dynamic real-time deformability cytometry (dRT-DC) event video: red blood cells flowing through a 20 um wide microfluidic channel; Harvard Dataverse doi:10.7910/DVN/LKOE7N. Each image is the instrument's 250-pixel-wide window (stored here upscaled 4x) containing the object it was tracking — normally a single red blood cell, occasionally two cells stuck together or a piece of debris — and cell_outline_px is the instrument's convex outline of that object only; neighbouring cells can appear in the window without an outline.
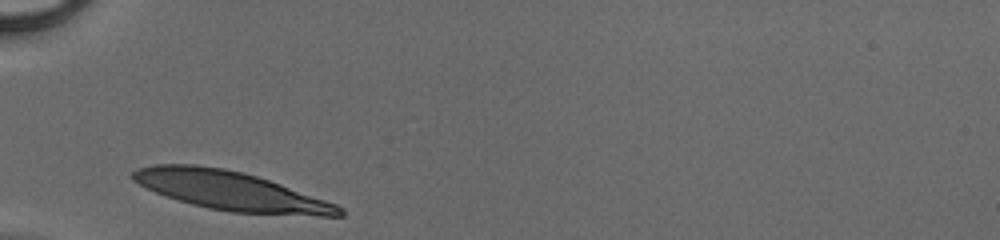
{"species": "human", "species_latin": "Homo sapiens", "temperature_condition": "cold", "stored_images_in_passage": 25, "camera_frame_rate_fps": 3000, "um_per_image_px": 0.085, "donor": {"sex": "male"}, "frame": {"image": 1, "passage_image": 1, "time_ms": 0.0, "image_size_px": [1000, 240], "cell_outline_px": [[344, 216], [320, 216], [232, 212], [208, 208], [192, 204], [156, 192], [132, 180], [132, 172], [136, 168], [152, 164], [196, 164], [224, 168], [244, 172], [280, 184], [336, 204], [344, 208]], "centroid_in_image_um": [19.6, 16.21], "position_along_channel_um": 65.4, "area_um2": 46.41}}
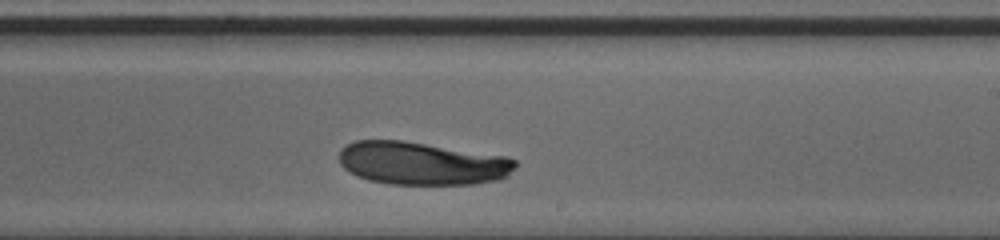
{"frame": {"image": 2, "passage_image": 15, "time_ms": 4.667, "image_size_px": [1000, 240], "cell_outline_px": [[516, 168], [500, 180], [476, 184], [388, 184], [368, 180], [356, 176], [344, 168], [340, 164], [340, 148], [356, 140], [404, 140], [504, 156], [516, 160]], "centroid_in_image_um": [35.85, 13.89], "position_along_channel_um": 253.2, "area_um2": 44.27}}
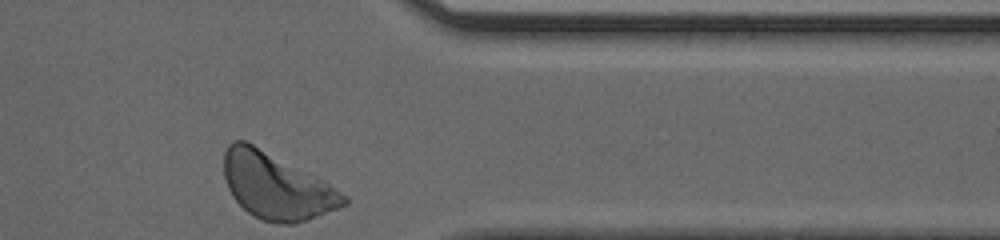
{"frame": {"image": 3, "passage_image": 25, "time_ms": 8.0, "image_size_px": [1000, 240], "cell_outline_px": [[348, 204], [304, 220], [292, 224], [280, 224], [264, 220], [252, 216], [232, 196], [228, 188], [224, 176], [224, 152], [228, 144], [232, 140], [244, 140], [324, 180], [348, 196]], "centroid_in_image_um": [23.48, 15.82], "position_along_channel_um": 387.9, "area_um2": 45.6}}